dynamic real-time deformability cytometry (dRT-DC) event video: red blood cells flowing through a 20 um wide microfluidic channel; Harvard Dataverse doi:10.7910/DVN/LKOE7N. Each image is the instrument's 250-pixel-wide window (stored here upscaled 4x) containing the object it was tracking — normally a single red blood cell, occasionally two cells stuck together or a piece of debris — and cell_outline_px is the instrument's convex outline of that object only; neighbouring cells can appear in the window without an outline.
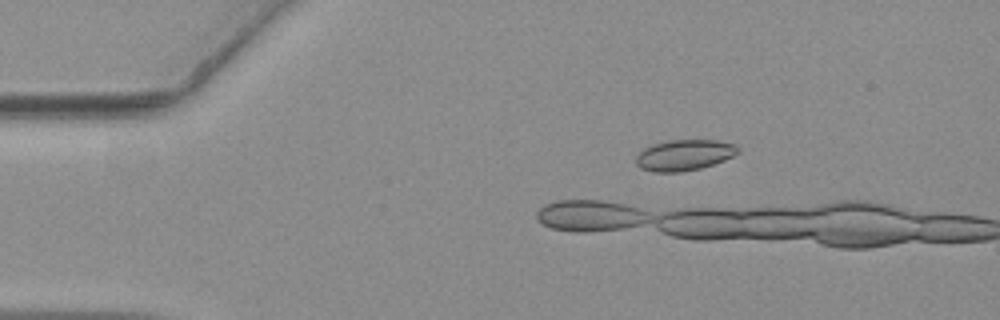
{"species": "common noctule bat (a hibernating species)", "species_latin": "Nyctalus noctula", "temperature_condition": "warm", "stored_images_in_passage": 3, "camera_frame_rate_fps": 3000, "um_per_image_px": 0.085, "animal": {"sex": "female", "body_mass_g": 19.3, "forearm_length_mm": 54.1}, "frame": {"image": 1, "passage_image": 1, "time_ms": 0.0, "image_size_px": [1000, 320], "cell_outline_px": [[740, 152], [724, 160], [700, 168], [680, 172], [652, 172], [640, 168], [636, 164], [636, 156], [644, 148], [652, 144], [668, 140], [716, 140], [736, 144], [740, 148]], "centroid_in_image_um": [58.16, 13.17], "position_along_channel_um": 26.8, "area_um2": 18.44}}